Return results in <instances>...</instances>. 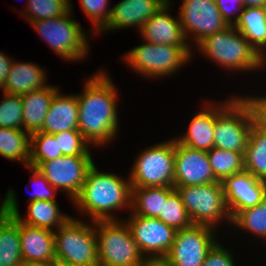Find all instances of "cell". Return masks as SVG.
I'll use <instances>...</instances> for the list:
<instances>
[{"mask_svg":"<svg viewBox=\"0 0 266 266\" xmlns=\"http://www.w3.org/2000/svg\"><path fill=\"white\" fill-rule=\"evenodd\" d=\"M105 70L88 76L78 101V131L94 146L114 140L119 128L118 91Z\"/></svg>","mask_w":266,"mask_h":266,"instance_id":"6da1fadb","label":"cell"},{"mask_svg":"<svg viewBox=\"0 0 266 266\" xmlns=\"http://www.w3.org/2000/svg\"><path fill=\"white\" fill-rule=\"evenodd\" d=\"M132 186L130 178L110 172H102L95 164L89 169L78 197L73 201L81 214L90 221L120 220L113 213L131 209ZM114 211V212H112Z\"/></svg>","mask_w":266,"mask_h":266,"instance_id":"7a4b0ae2","label":"cell"},{"mask_svg":"<svg viewBox=\"0 0 266 266\" xmlns=\"http://www.w3.org/2000/svg\"><path fill=\"white\" fill-rule=\"evenodd\" d=\"M221 103L215 104L214 147L245 153L252 126L266 111V97L235 95Z\"/></svg>","mask_w":266,"mask_h":266,"instance_id":"3957f363","label":"cell"},{"mask_svg":"<svg viewBox=\"0 0 266 266\" xmlns=\"http://www.w3.org/2000/svg\"><path fill=\"white\" fill-rule=\"evenodd\" d=\"M195 47L208 60L228 71H259L265 66V60L232 25L205 37Z\"/></svg>","mask_w":266,"mask_h":266,"instance_id":"277c9868","label":"cell"},{"mask_svg":"<svg viewBox=\"0 0 266 266\" xmlns=\"http://www.w3.org/2000/svg\"><path fill=\"white\" fill-rule=\"evenodd\" d=\"M95 232L99 266H144L147 259L126 221L97 220Z\"/></svg>","mask_w":266,"mask_h":266,"instance_id":"5b68a950","label":"cell"},{"mask_svg":"<svg viewBox=\"0 0 266 266\" xmlns=\"http://www.w3.org/2000/svg\"><path fill=\"white\" fill-rule=\"evenodd\" d=\"M144 42L124 54L123 58L134 73H139L138 75L148 79L175 74L193 58L191 46L157 45Z\"/></svg>","mask_w":266,"mask_h":266,"instance_id":"8992f818","label":"cell"},{"mask_svg":"<svg viewBox=\"0 0 266 266\" xmlns=\"http://www.w3.org/2000/svg\"><path fill=\"white\" fill-rule=\"evenodd\" d=\"M71 1L70 10L63 16L30 22L55 54L68 62L80 59L82 61L89 53V35L84 32L80 23L71 17L73 14Z\"/></svg>","mask_w":266,"mask_h":266,"instance_id":"52a82bcc","label":"cell"},{"mask_svg":"<svg viewBox=\"0 0 266 266\" xmlns=\"http://www.w3.org/2000/svg\"><path fill=\"white\" fill-rule=\"evenodd\" d=\"M88 224L71 217L54 231L55 256L59 262L99 266L95 221Z\"/></svg>","mask_w":266,"mask_h":266,"instance_id":"ba28073f","label":"cell"},{"mask_svg":"<svg viewBox=\"0 0 266 266\" xmlns=\"http://www.w3.org/2000/svg\"><path fill=\"white\" fill-rule=\"evenodd\" d=\"M129 174L132 188L174 187L175 138L142 150Z\"/></svg>","mask_w":266,"mask_h":266,"instance_id":"9c48e42d","label":"cell"},{"mask_svg":"<svg viewBox=\"0 0 266 266\" xmlns=\"http://www.w3.org/2000/svg\"><path fill=\"white\" fill-rule=\"evenodd\" d=\"M174 188L193 224L216 229L219 221L232 223L221 182Z\"/></svg>","mask_w":266,"mask_h":266,"instance_id":"30bf717a","label":"cell"},{"mask_svg":"<svg viewBox=\"0 0 266 266\" xmlns=\"http://www.w3.org/2000/svg\"><path fill=\"white\" fill-rule=\"evenodd\" d=\"M94 165L92 156H65L45 162H30L56 190L65 191L73 202L80 194L86 175Z\"/></svg>","mask_w":266,"mask_h":266,"instance_id":"8fae6325","label":"cell"},{"mask_svg":"<svg viewBox=\"0 0 266 266\" xmlns=\"http://www.w3.org/2000/svg\"><path fill=\"white\" fill-rule=\"evenodd\" d=\"M215 230L197 224L177 230L175 240L165 258L172 266H202L207 252L217 242Z\"/></svg>","mask_w":266,"mask_h":266,"instance_id":"7c38bea8","label":"cell"},{"mask_svg":"<svg viewBox=\"0 0 266 266\" xmlns=\"http://www.w3.org/2000/svg\"><path fill=\"white\" fill-rule=\"evenodd\" d=\"M181 3L180 22L187 42L192 40V45L196 46L205 37L229 26L215 0H183ZM189 35L191 39H188Z\"/></svg>","mask_w":266,"mask_h":266,"instance_id":"4fadbf2b","label":"cell"},{"mask_svg":"<svg viewBox=\"0 0 266 266\" xmlns=\"http://www.w3.org/2000/svg\"><path fill=\"white\" fill-rule=\"evenodd\" d=\"M134 241L148 258H165L175 240L177 230L158 218L138 216L130 213L127 220Z\"/></svg>","mask_w":266,"mask_h":266,"instance_id":"5bb4252c","label":"cell"},{"mask_svg":"<svg viewBox=\"0 0 266 266\" xmlns=\"http://www.w3.org/2000/svg\"><path fill=\"white\" fill-rule=\"evenodd\" d=\"M15 191L10 188L2 200V212L14 215L20 222L54 231L65 224L72 216L60 212L56 200H35L28 202L27 215H20Z\"/></svg>","mask_w":266,"mask_h":266,"instance_id":"9a60e30c","label":"cell"},{"mask_svg":"<svg viewBox=\"0 0 266 266\" xmlns=\"http://www.w3.org/2000/svg\"><path fill=\"white\" fill-rule=\"evenodd\" d=\"M174 186H193L218 182L207 151L193 149L175 139Z\"/></svg>","mask_w":266,"mask_h":266,"instance_id":"2e32d148","label":"cell"},{"mask_svg":"<svg viewBox=\"0 0 266 266\" xmlns=\"http://www.w3.org/2000/svg\"><path fill=\"white\" fill-rule=\"evenodd\" d=\"M221 184L232 219L241 210L259 204L266 195V181L254 177L245 170L228 176Z\"/></svg>","mask_w":266,"mask_h":266,"instance_id":"e0dca14e","label":"cell"},{"mask_svg":"<svg viewBox=\"0 0 266 266\" xmlns=\"http://www.w3.org/2000/svg\"><path fill=\"white\" fill-rule=\"evenodd\" d=\"M172 2H167L138 31L143 41L157 45L191 46L187 42L179 15L169 14Z\"/></svg>","mask_w":266,"mask_h":266,"instance_id":"ac0fdd59","label":"cell"},{"mask_svg":"<svg viewBox=\"0 0 266 266\" xmlns=\"http://www.w3.org/2000/svg\"><path fill=\"white\" fill-rule=\"evenodd\" d=\"M166 3V0H121L111 7L108 23L97 34L132 26L140 30Z\"/></svg>","mask_w":266,"mask_h":266,"instance_id":"d6986e66","label":"cell"},{"mask_svg":"<svg viewBox=\"0 0 266 266\" xmlns=\"http://www.w3.org/2000/svg\"><path fill=\"white\" fill-rule=\"evenodd\" d=\"M19 234L23 261L53 262L56 260L54 231L19 221Z\"/></svg>","mask_w":266,"mask_h":266,"instance_id":"ffe728a7","label":"cell"},{"mask_svg":"<svg viewBox=\"0 0 266 266\" xmlns=\"http://www.w3.org/2000/svg\"><path fill=\"white\" fill-rule=\"evenodd\" d=\"M78 101L76 94H63L58 91L45 116L41 132L56 134L68 130H78Z\"/></svg>","mask_w":266,"mask_h":266,"instance_id":"44dd1931","label":"cell"},{"mask_svg":"<svg viewBox=\"0 0 266 266\" xmlns=\"http://www.w3.org/2000/svg\"><path fill=\"white\" fill-rule=\"evenodd\" d=\"M211 101L193 116L186 133L174 137L179 143L198 150L209 151L214 148L215 104Z\"/></svg>","mask_w":266,"mask_h":266,"instance_id":"7402d4cb","label":"cell"},{"mask_svg":"<svg viewBox=\"0 0 266 266\" xmlns=\"http://www.w3.org/2000/svg\"><path fill=\"white\" fill-rule=\"evenodd\" d=\"M46 80L47 75L42 67L33 62H17L14 59L1 91L22 96L30 91L45 88L49 85Z\"/></svg>","mask_w":266,"mask_h":266,"instance_id":"603a6c76","label":"cell"},{"mask_svg":"<svg viewBox=\"0 0 266 266\" xmlns=\"http://www.w3.org/2000/svg\"><path fill=\"white\" fill-rule=\"evenodd\" d=\"M58 87L48 85L45 88L30 91L21 96L23 108V130L30 135L40 132Z\"/></svg>","mask_w":266,"mask_h":266,"instance_id":"cb8c5ba5","label":"cell"},{"mask_svg":"<svg viewBox=\"0 0 266 266\" xmlns=\"http://www.w3.org/2000/svg\"><path fill=\"white\" fill-rule=\"evenodd\" d=\"M244 169L266 181V111L254 122L244 153Z\"/></svg>","mask_w":266,"mask_h":266,"instance_id":"d4e9b609","label":"cell"},{"mask_svg":"<svg viewBox=\"0 0 266 266\" xmlns=\"http://www.w3.org/2000/svg\"><path fill=\"white\" fill-rule=\"evenodd\" d=\"M234 27L265 60L266 64V8H243Z\"/></svg>","mask_w":266,"mask_h":266,"instance_id":"484cf974","label":"cell"},{"mask_svg":"<svg viewBox=\"0 0 266 266\" xmlns=\"http://www.w3.org/2000/svg\"><path fill=\"white\" fill-rule=\"evenodd\" d=\"M22 261L19 220L3 213L0 205V266H19Z\"/></svg>","mask_w":266,"mask_h":266,"instance_id":"4316f807","label":"cell"},{"mask_svg":"<svg viewBox=\"0 0 266 266\" xmlns=\"http://www.w3.org/2000/svg\"><path fill=\"white\" fill-rule=\"evenodd\" d=\"M175 191L174 187L132 188L131 209L133 215L157 218L164 201Z\"/></svg>","mask_w":266,"mask_h":266,"instance_id":"83f0119b","label":"cell"},{"mask_svg":"<svg viewBox=\"0 0 266 266\" xmlns=\"http://www.w3.org/2000/svg\"><path fill=\"white\" fill-rule=\"evenodd\" d=\"M31 135L24 130L0 127V155L29 167Z\"/></svg>","mask_w":266,"mask_h":266,"instance_id":"f1b7e54d","label":"cell"},{"mask_svg":"<svg viewBox=\"0 0 266 266\" xmlns=\"http://www.w3.org/2000/svg\"><path fill=\"white\" fill-rule=\"evenodd\" d=\"M207 156L215 179L219 182L245 170L244 153L214 147L207 151Z\"/></svg>","mask_w":266,"mask_h":266,"instance_id":"f546056e","label":"cell"},{"mask_svg":"<svg viewBox=\"0 0 266 266\" xmlns=\"http://www.w3.org/2000/svg\"><path fill=\"white\" fill-rule=\"evenodd\" d=\"M232 225L266 241V195L256 206L241 210Z\"/></svg>","mask_w":266,"mask_h":266,"instance_id":"4dcf8cb0","label":"cell"},{"mask_svg":"<svg viewBox=\"0 0 266 266\" xmlns=\"http://www.w3.org/2000/svg\"><path fill=\"white\" fill-rule=\"evenodd\" d=\"M22 16L32 22L63 16L70 10V0H28Z\"/></svg>","mask_w":266,"mask_h":266,"instance_id":"1f68e13d","label":"cell"},{"mask_svg":"<svg viewBox=\"0 0 266 266\" xmlns=\"http://www.w3.org/2000/svg\"><path fill=\"white\" fill-rule=\"evenodd\" d=\"M61 156L58 140L53 134L41 131L31 134L30 162H45Z\"/></svg>","mask_w":266,"mask_h":266,"instance_id":"d6a6232c","label":"cell"},{"mask_svg":"<svg viewBox=\"0 0 266 266\" xmlns=\"http://www.w3.org/2000/svg\"><path fill=\"white\" fill-rule=\"evenodd\" d=\"M157 218L176 230H181L193 224L176 190L164 201L163 210Z\"/></svg>","mask_w":266,"mask_h":266,"instance_id":"836d02e7","label":"cell"},{"mask_svg":"<svg viewBox=\"0 0 266 266\" xmlns=\"http://www.w3.org/2000/svg\"><path fill=\"white\" fill-rule=\"evenodd\" d=\"M0 101V127L23 130L21 96L3 92Z\"/></svg>","mask_w":266,"mask_h":266,"instance_id":"e575fe53","label":"cell"},{"mask_svg":"<svg viewBox=\"0 0 266 266\" xmlns=\"http://www.w3.org/2000/svg\"><path fill=\"white\" fill-rule=\"evenodd\" d=\"M58 140L59 150L65 156H91L90 145L78 130L53 134Z\"/></svg>","mask_w":266,"mask_h":266,"instance_id":"d590c367","label":"cell"},{"mask_svg":"<svg viewBox=\"0 0 266 266\" xmlns=\"http://www.w3.org/2000/svg\"><path fill=\"white\" fill-rule=\"evenodd\" d=\"M83 12L87 19L92 21V29L90 32L97 34L107 23L111 14V8L108 7L109 0H79Z\"/></svg>","mask_w":266,"mask_h":266,"instance_id":"8d00e7d4","label":"cell"},{"mask_svg":"<svg viewBox=\"0 0 266 266\" xmlns=\"http://www.w3.org/2000/svg\"><path fill=\"white\" fill-rule=\"evenodd\" d=\"M27 169L32 173L30 181L36 186L29 202L35 200H56L57 190L49 184L46 177L33 167L29 166Z\"/></svg>","mask_w":266,"mask_h":266,"instance_id":"74e56055","label":"cell"},{"mask_svg":"<svg viewBox=\"0 0 266 266\" xmlns=\"http://www.w3.org/2000/svg\"><path fill=\"white\" fill-rule=\"evenodd\" d=\"M231 251L217 241L207 252L202 266H235Z\"/></svg>","mask_w":266,"mask_h":266,"instance_id":"f35d334b","label":"cell"},{"mask_svg":"<svg viewBox=\"0 0 266 266\" xmlns=\"http://www.w3.org/2000/svg\"><path fill=\"white\" fill-rule=\"evenodd\" d=\"M216 5L228 25L234 26L244 8L242 0H215ZM234 18H233V15Z\"/></svg>","mask_w":266,"mask_h":266,"instance_id":"ab89813d","label":"cell"},{"mask_svg":"<svg viewBox=\"0 0 266 266\" xmlns=\"http://www.w3.org/2000/svg\"><path fill=\"white\" fill-rule=\"evenodd\" d=\"M13 62L14 58L0 52V89L5 85L8 72L11 69Z\"/></svg>","mask_w":266,"mask_h":266,"instance_id":"60d3db41","label":"cell"},{"mask_svg":"<svg viewBox=\"0 0 266 266\" xmlns=\"http://www.w3.org/2000/svg\"><path fill=\"white\" fill-rule=\"evenodd\" d=\"M144 266H172L166 258H148Z\"/></svg>","mask_w":266,"mask_h":266,"instance_id":"b9f144b4","label":"cell"},{"mask_svg":"<svg viewBox=\"0 0 266 266\" xmlns=\"http://www.w3.org/2000/svg\"><path fill=\"white\" fill-rule=\"evenodd\" d=\"M244 8L246 7H260L266 8V0H242Z\"/></svg>","mask_w":266,"mask_h":266,"instance_id":"7bdbcfd3","label":"cell"},{"mask_svg":"<svg viewBox=\"0 0 266 266\" xmlns=\"http://www.w3.org/2000/svg\"><path fill=\"white\" fill-rule=\"evenodd\" d=\"M19 266H53V262L22 261Z\"/></svg>","mask_w":266,"mask_h":266,"instance_id":"ee69618b","label":"cell"},{"mask_svg":"<svg viewBox=\"0 0 266 266\" xmlns=\"http://www.w3.org/2000/svg\"><path fill=\"white\" fill-rule=\"evenodd\" d=\"M53 266H78V265L68 264V263L59 262V261L55 260V261H53Z\"/></svg>","mask_w":266,"mask_h":266,"instance_id":"f6af8a7d","label":"cell"}]
</instances>
